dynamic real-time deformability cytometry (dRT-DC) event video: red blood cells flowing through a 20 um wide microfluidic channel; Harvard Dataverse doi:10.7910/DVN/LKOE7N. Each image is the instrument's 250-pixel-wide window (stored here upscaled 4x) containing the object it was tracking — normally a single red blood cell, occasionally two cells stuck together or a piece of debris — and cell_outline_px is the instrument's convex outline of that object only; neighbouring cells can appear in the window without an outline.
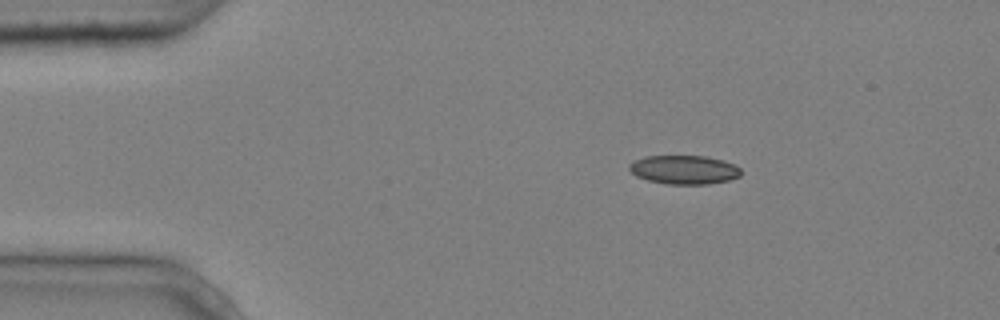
{"species": "common noctule bat (a hibernating species)", "species_latin": "Nyctalus noctula", "temperature_condition": "cold", "stored_images_in_passage": 5, "camera_frame_rate_fps": 3000, "um_per_image_px": 0.085, "animal": {"sex": "male", "body_mass_g": 20.4}, "frame": {"image": 1, "passage_image": 2, "time_ms": 0.333, "image_size_px": [1000, 320], "cell_outline_px": [[740, 176], [728, 180], [708, 184], [668, 184], [648, 180], [636, 176], [628, 168], [628, 164], [644, 156], [704, 156], [724, 160], [736, 164], [740, 168]], "centroid_in_image_um": [58.16, 14.42], "position_along_channel_um": 26.8, "area_um2": 18.79}}
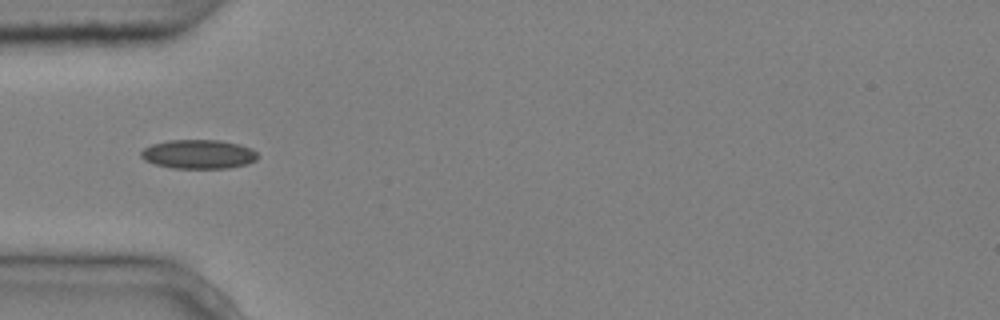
{"frame": {"image": 2, "passage_image": 4, "time_ms": 1.0, "image_size_px": [1000, 320], "cell_outline_px": [[260, 156], [256, 160], [248, 164], [228, 168], [172, 168], [156, 164], [144, 160], [140, 156], [140, 152], [144, 148], [152, 144], [168, 140], [220, 140], [252, 148]], "centroid_in_image_um": [16.88, 13.11], "position_along_channel_um": 68.1, "area_um2": 19.83}}